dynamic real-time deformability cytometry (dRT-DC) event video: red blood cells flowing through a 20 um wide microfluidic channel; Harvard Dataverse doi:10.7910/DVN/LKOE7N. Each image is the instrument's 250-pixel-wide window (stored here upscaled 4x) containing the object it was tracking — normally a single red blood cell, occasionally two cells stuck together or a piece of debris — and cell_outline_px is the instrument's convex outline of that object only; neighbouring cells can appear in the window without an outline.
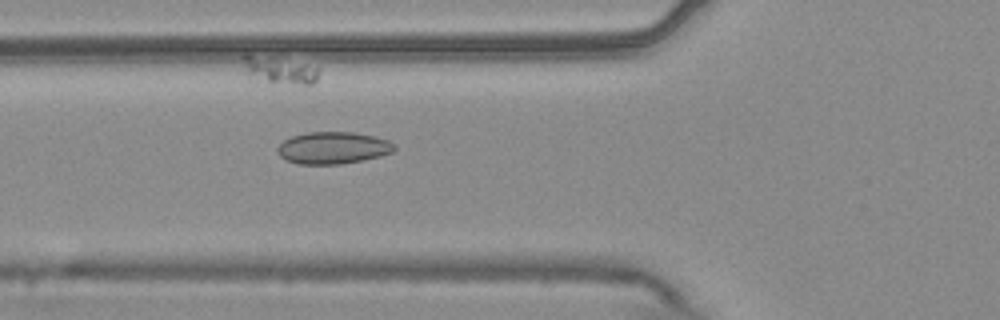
{"species": "common noctule bat (a hibernating species)", "species_latin": "Nyctalus noctula", "temperature_condition": "warm", "stored_images_in_passage": 54, "camera_frame_rate_fps": 3000, "um_per_image_px": 0.085, "animal": {"sex": "male", "body_mass_g": 20.4}, "frame": {"image": 1, "passage_image": 20, "time_ms": 6.333, "image_size_px": [1000, 320], "cell_outline_px": [[396, 148], [392, 152], [380, 156], [340, 164], [300, 164], [284, 160], [280, 156], [276, 148], [284, 140], [292, 136], [308, 132], [352, 132], [372, 136], [388, 140], [396, 144]], "centroid_in_image_um": [28.29, 12.57], "position_along_channel_um": 97.5, "area_um2": 21.73}}
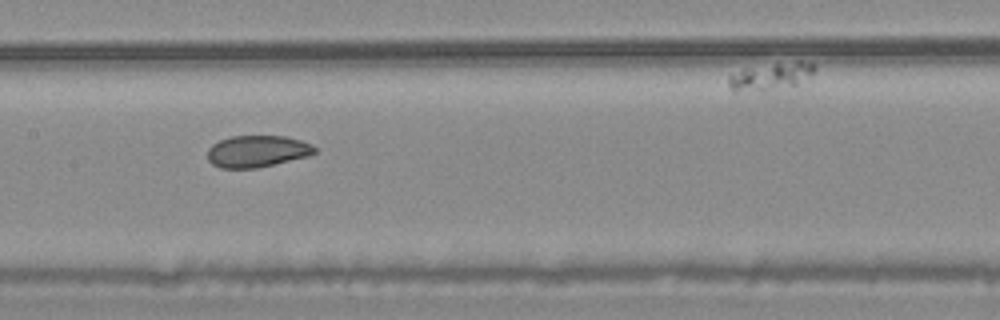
{"frame": {"image": 2, "passage_image": 27, "time_ms": 8.667, "image_size_px": [1000, 320], "cell_outline_px": [[316, 152], [308, 156], [256, 168], [220, 168], [212, 164], [208, 160], [208, 148], [212, 144], [220, 140], [232, 136], [284, 136], [300, 140], [312, 144], [316, 148]], "centroid_in_image_um": [21.85, 12.86], "position_along_channel_um": 185.6, "area_um2": 19.77}}
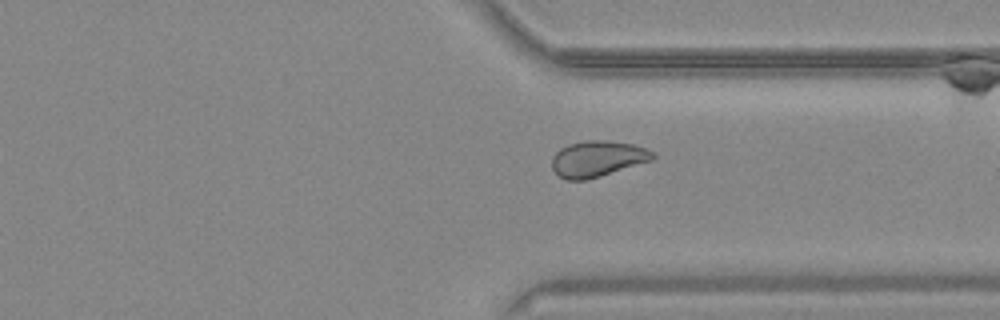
{"frame": {"image": 3, "passage_image": 41, "time_ms": 13.333, "image_size_px": [1000, 320], "cell_outline_px": [[656, 156], [652, 160], [600, 176], [584, 180], [564, 180], [552, 168], [552, 156], [560, 148], [568, 144], [588, 140], [604, 140], [632, 144], [656, 152]], "centroid_in_image_um": [50.78, 13.49], "position_along_channel_um": 360.6, "area_um2": 21.04}, "authors_computed_cell_mechanics": {"area_um2": 22.0507, "velocity_mm_per_s": 3.7538, "shape_relaxation_time_tau1_ms": 8.7971, "shape_relaxation_time_tau2_ms": null, "deformation_change_tau1": 0.1172, "deformation_change_tau2": null}}